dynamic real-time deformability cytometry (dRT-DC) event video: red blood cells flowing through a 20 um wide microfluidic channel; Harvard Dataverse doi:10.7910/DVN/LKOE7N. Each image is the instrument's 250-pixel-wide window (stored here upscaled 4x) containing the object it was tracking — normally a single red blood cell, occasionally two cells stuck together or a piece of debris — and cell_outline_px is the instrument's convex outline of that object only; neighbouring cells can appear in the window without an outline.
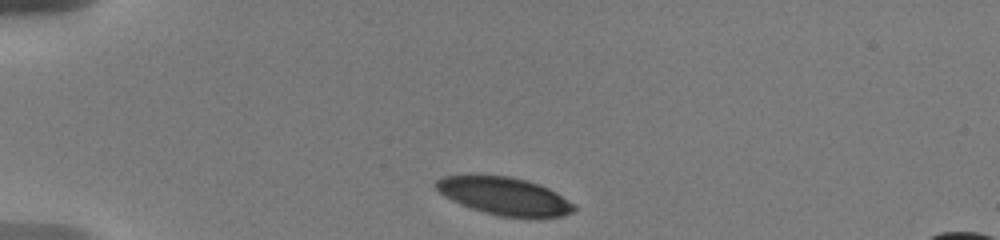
{"species": "human", "species_latin": "Homo sapiens", "temperature_condition": "warm", "stored_images_in_passage": 34, "camera_frame_rate_fps": 3000, "um_per_image_px": 0.085, "donor": {"sex": "male"}, "frame": {"image": 1, "passage_image": 1, "time_ms": 0.0, "image_size_px": [1000, 240], "cell_outline_px": [[576, 208], [572, 212], [560, 216], [500, 216], [484, 212], [460, 204], [444, 196], [436, 188], [436, 180], [444, 176], [508, 176], [524, 180], [548, 188], [556, 192], [572, 204]], "centroid_in_image_um": [42.83, 16.66], "position_along_channel_um": 42.2, "area_um2": 29.3}}
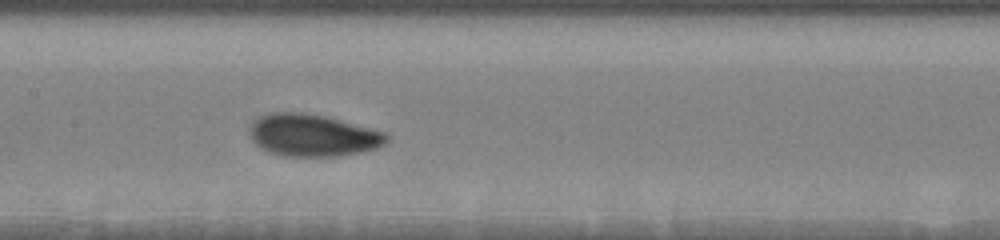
{"frame": {"image": 2, "passage_image": 14, "time_ms": 5.0, "image_size_px": [1000, 240], "cell_outline_px": [[388, 140], [384, 144], [376, 148], [360, 152], [340, 156], [284, 156], [260, 148], [248, 136], [248, 128], [260, 116], [272, 112], [304, 112], [324, 116], [384, 132], [388, 136]], "centroid_in_image_um": [26.54, 11.5], "position_along_channel_um": 180.9, "area_um2": 33.47}}
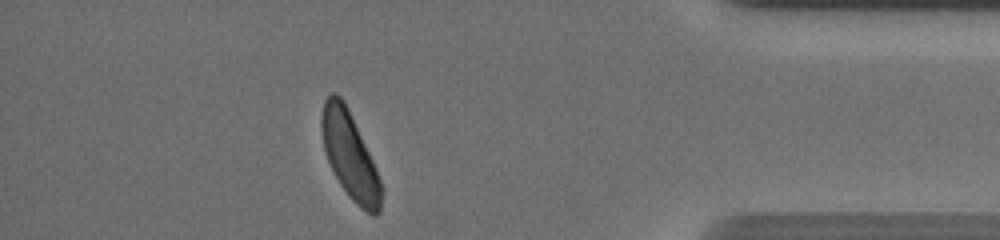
{"frame": {"image": 3, "passage_image": 30, "time_ms": 12.0, "image_size_px": [1000, 240], "cell_outline_px": [[384, 192], [380, 212], [376, 216], [372, 216], [360, 208], [352, 200], [340, 184], [328, 160], [324, 148], [320, 132], [320, 116], [324, 100], [332, 92], [336, 92], [344, 100], [348, 108], [376, 168], [384, 188]], "centroid_in_image_um": [29.75, 13.23], "position_along_channel_um": 405.4, "area_um2": 30.4}, "authors_computed_cell_mechanics": {"area_um2": 31.9634, "velocity_mm_per_s": 3.6476, "shape_relaxation_time_tau1_ms": 3.0902, "shape_relaxation_time_tau2_ms": 2.3178, "deformation_change_tau1": 0.1315, "deformation_change_tau2": 0.0682}}